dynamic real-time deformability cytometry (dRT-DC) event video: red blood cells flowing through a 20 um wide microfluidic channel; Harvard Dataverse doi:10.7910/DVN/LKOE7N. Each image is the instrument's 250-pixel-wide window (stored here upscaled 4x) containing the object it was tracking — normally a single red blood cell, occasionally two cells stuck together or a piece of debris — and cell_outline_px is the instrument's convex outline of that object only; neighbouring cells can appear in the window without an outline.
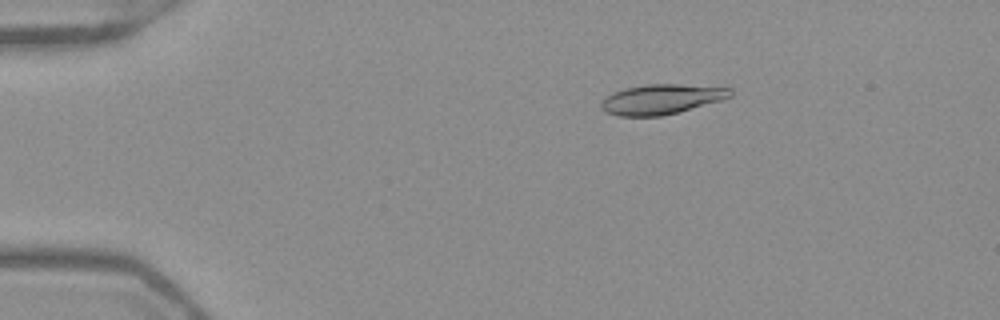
{"species": "Egyptian fruit bat (a non-hibernating species)", "species_latin": "Rousettus aegyptiacus", "temperature_condition": "warm", "stored_images_in_passage": 53, "camera_frame_rate_fps": 3000, "um_per_image_px": 0.085, "frame": {"image": 1, "passage_image": 10, "time_ms": 3.0, "image_size_px": [1000, 320], "cell_outline_px": [[732, 96], [720, 100], [676, 112], [660, 116], [620, 116], [604, 112], [600, 108], [600, 104], [612, 92], [624, 88], [648, 84], [680, 84], [732, 88]], "centroid_in_image_um": [56.18, 8.42], "position_along_channel_um": 28.8, "area_um2": 22.31}}
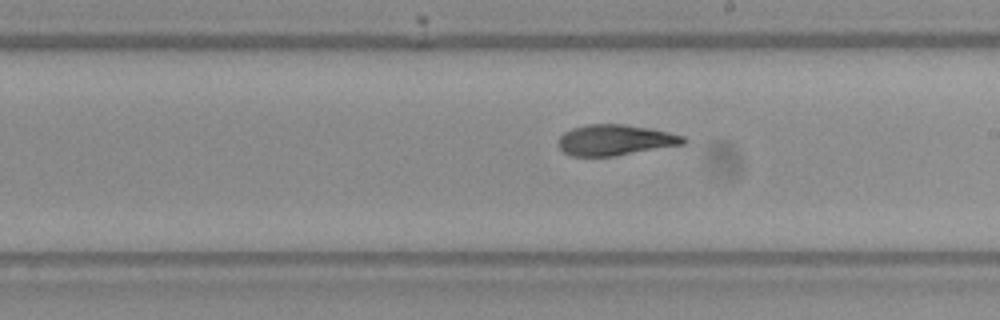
{"frame": {"image": 2, "passage_image": 31, "time_ms": 10.0, "image_size_px": [1000, 320], "cell_outline_px": [[688, 140], [684, 144], [616, 156], [572, 156], [564, 152], [560, 148], [560, 136], [564, 132], [572, 128], [588, 124], [624, 124], [648, 128], [668, 132], [684, 136]], "centroid_in_image_um": [52.31, 11.9], "position_along_channel_um": 236.7, "area_um2": 22.31}}
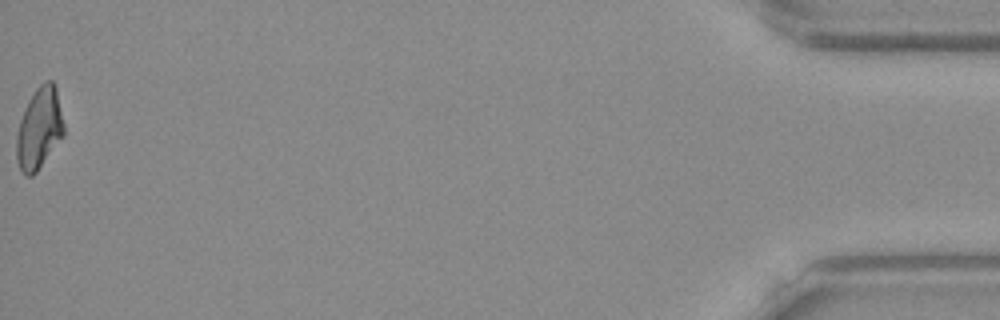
{"frame": {"image": 3, "passage_image": 53, "time_ms": 17.333, "image_size_px": [1000, 320], "cell_outline_px": [[64, 136], [36, 172], [32, 176], [24, 176], [16, 160], [16, 136], [20, 120], [28, 100], [36, 88], [44, 80], [52, 80], [56, 88], [64, 124]], "centroid_in_image_um": [3.33, 10.92], "position_along_channel_um": 431.9, "area_um2": 22.54}, "authors_computed_cell_mechanics": {"area_um2": 22.542, "velocity_mm_per_s": 3.9484, "shape_relaxation_time_tau1_ms": null, "shape_relaxation_time_tau2_ms": 3.1752, "deformation_change_tau1": null, "deformation_change_tau2": 0.0952}}